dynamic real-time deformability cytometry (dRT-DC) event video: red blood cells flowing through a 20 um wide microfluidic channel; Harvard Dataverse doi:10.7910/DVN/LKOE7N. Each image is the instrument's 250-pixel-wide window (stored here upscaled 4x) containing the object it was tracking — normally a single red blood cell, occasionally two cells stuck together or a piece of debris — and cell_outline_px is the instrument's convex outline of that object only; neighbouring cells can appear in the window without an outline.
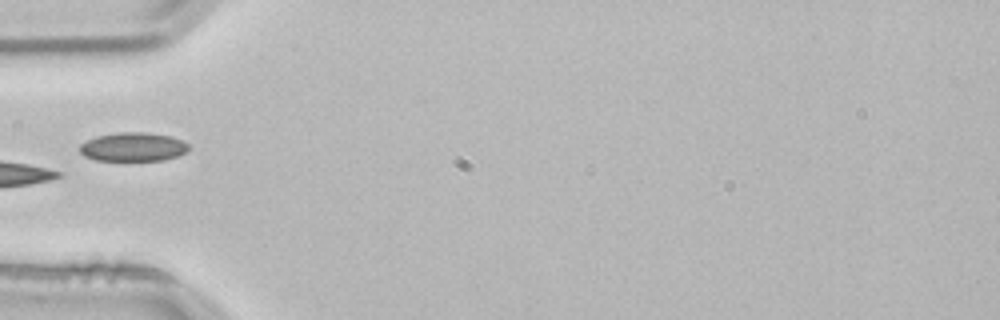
{"species": "common noctule bat (a hibernating species)", "species_latin": "Nyctalus noctula", "temperature_condition": "room temperature", "stored_images_in_passage": 4, "camera_frame_rate_fps": 3000, "um_per_image_px": 0.085, "animal": {"sex": "male", "body_mass_g": 21.5, "forearm_length_mm": 52.0}, "frame": {"image": 1, "passage_image": 4, "time_ms": 1.0, "image_size_px": [1000, 320], "cell_outline_px": [[188, 152], [164, 160], [96, 160], [84, 156], [80, 152], [80, 144], [96, 136], [116, 132], [148, 132], [168, 136], [184, 140], [188, 144]], "centroid_in_image_um": [11.32, 12.48], "position_along_channel_um": 73.7, "area_um2": 18.32}}